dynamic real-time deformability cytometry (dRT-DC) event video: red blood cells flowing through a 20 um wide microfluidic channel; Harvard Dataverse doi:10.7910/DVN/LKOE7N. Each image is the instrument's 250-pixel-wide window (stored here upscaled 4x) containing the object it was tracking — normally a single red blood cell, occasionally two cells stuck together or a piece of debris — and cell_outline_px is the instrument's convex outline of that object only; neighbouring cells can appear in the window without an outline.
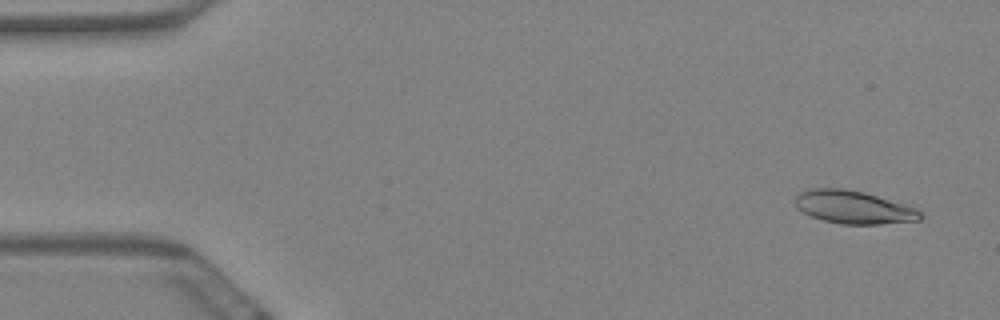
{"species": "Egyptian fruit bat (a non-hibernating species)", "species_latin": "Rousettus aegyptiacus", "temperature_condition": "warm", "stored_images_in_passage": 58, "camera_frame_rate_fps": 3000, "um_per_image_px": 0.085, "animal": {"sex": "female"}, "frame": {"image": 1, "passage_image": 3, "time_ms": 0.667, "image_size_px": [1000, 320], "cell_outline_px": [[924, 216], [920, 220], [880, 224], [840, 224], [824, 220], [812, 216], [796, 208], [796, 196], [800, 192], [808, 188], [844, 188], [864, 192], [916, 208]], "centroid_in_image_um": [72.55, 17.61], "position_along_channel_um": 12.5, "area_um2": 23.93}}
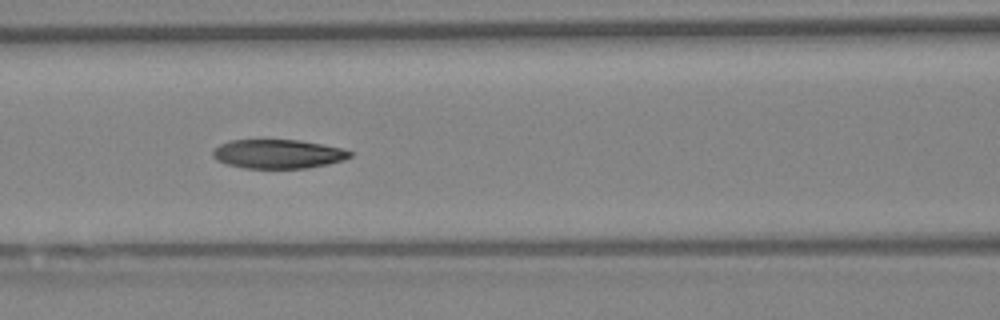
{"frame": {"image": 2, "passage_image": 25, "time_ms": 8.0, "image_size_px": [1000, 320], "cell_outline_px": [[352, 156], [344, 160], [328, 164], [308, 168], [244, 168], [228, 164], [216, 160], [212, 156], [212, 152], [220, 144], [232, 140], [300, 140], [340, 148], [352, 152]], "centroid_in_image_um": [23.63, 13.09], "position_along_channel_um": 143.0, "area_um2": 23.06}}
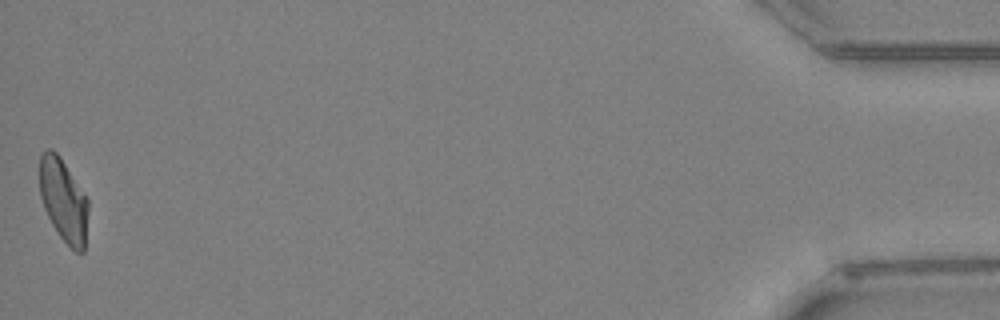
{"frame": {"image": 3, "passage_image": 58, "time_ms": 19.0, "image_size_px": [1000, 320], "cell_outline_px": [[88, 212], [84, 252], [76, 252], [60, 236], [52, 224], [44, 208], [40, 196], [40, 156], [48, 148], [52, 148], [60, 156], [88, 200]], "centroid_in_image_um": [5.39, 17.02], "position_along_channel_um": 429.8, "area_um2": 23.24}, "authors_computed_cell_mechanics": {"area_um2": 24.0448, "velocity_mm_per_s": 3.4875, "shape_relaxation_time_tau1_ms": 7.1882, "shape_relaxation_time_tau2_ms": 4.8491, "deformation_change_tau1": 0.1994, "deformation_change_tau2": 0.1259}}